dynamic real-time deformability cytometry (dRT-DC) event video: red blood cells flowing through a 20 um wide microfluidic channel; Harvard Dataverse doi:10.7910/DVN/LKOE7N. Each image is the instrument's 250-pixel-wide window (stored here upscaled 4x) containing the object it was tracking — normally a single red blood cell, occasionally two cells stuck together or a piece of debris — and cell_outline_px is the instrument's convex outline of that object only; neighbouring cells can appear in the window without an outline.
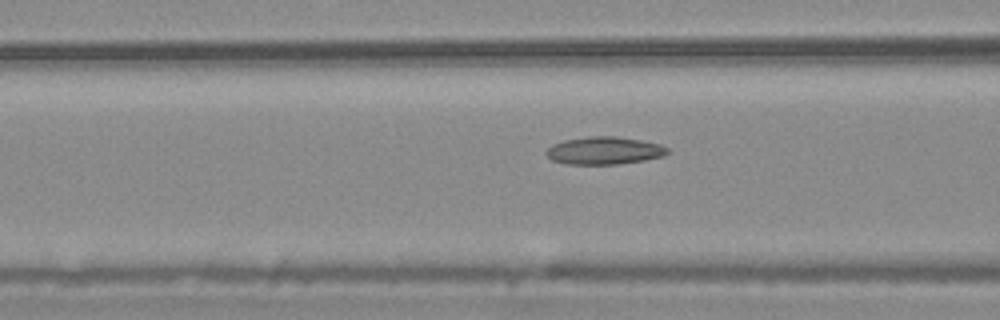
{"species": "common noctule bat (a hibernating species)", "species_latin": "Nyctalus noctula", "temperature_condition": "warm", "stored_images_in_passage": 13, "camera_frame_rate_fps": 3000, "um_per_image_px": 0.085, "animal": {"sex": "male", "body_mass_g": 20.4}, "frame": {"image": 1, "passage_image": 10, "time_ms": 3.0, "image_size_px": [1000, 320], "cell_outline_px": [[668, 152], [664, 156], [644, 160], [616, 164], [564, 164], [552, 160], [544, 152], [552, 144], [564, 140], [588, 136], [616, 136], [640, 140], [660, 144], [668, 148]], "centroid_in_image_um": [51.34, 12.8], "position_along_channel_um": 115.3, "area_um2": 19.54}}